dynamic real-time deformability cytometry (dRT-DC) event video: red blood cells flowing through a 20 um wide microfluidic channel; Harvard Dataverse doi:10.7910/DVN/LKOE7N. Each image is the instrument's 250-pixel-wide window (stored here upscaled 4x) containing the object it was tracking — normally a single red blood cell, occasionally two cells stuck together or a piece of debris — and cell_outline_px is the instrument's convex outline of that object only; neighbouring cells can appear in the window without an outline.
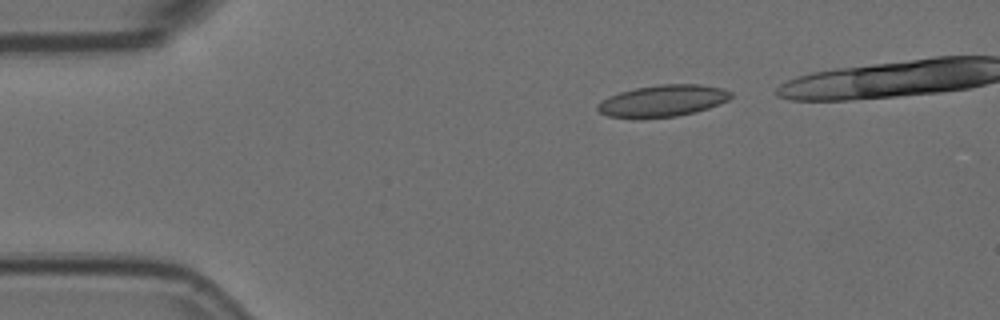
{"species": "Egyptian fruit bat (a non-hibernating species)", "species_latin": "Rousettus aegyptiacus", "temperature_condition": "room temperature", "stored_images_in_passage": 5, "segment_of_instrument_passage": [1, 2], "camera_frame_rate_fps": 3000, "um_per_image_px": 0.085, "animal": {"sex": "female"}, "frame": {"image": 1, "passage_image": 1, "time_ms": 0.0, "image_size_px": [1000, 320], "cell_outline_px": [[732, 96], [728, 100], [720, 104], [696, 112], [676, 116], [608, 116], [600, 112], [596, 108], [596, 104], [608, 96], [620, 92], [636, 88], [660, 84], [700, 84], [724, 88], [732, 92]], "centroid_in_image_um": [56.39, 8.53], "position_along_channel_um": 28.6, "area_um2": 24.16}}
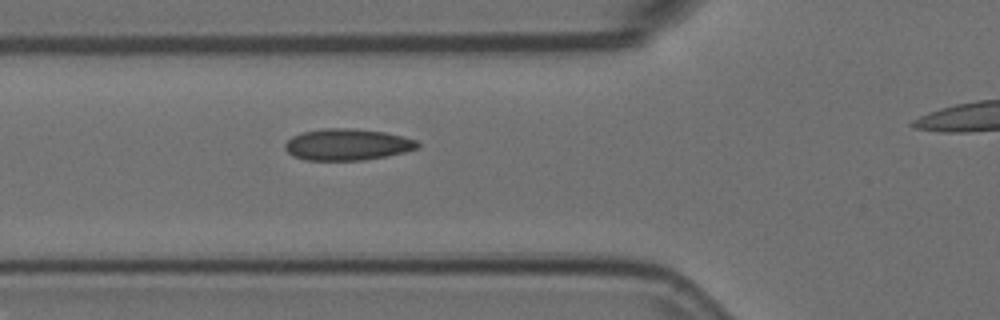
{"frame": {"image": 2, "passage_image": 4, "time_ms": 1.0, "image_size_px": [1000, 320], "cell_outline_px": [[420, 144], [416, 148], [404, 152], [364, 160], [304, 160], [292, 156], [284, 148], [284, 144], [292, 136], [300, 132], [324, 128], [352, 128], [384, 132], [404, 136], [416, 140]], "centroid_in_image_um": [29.48, 12.28], "position_along_channel_um": 96.3, "area_um2": 24.39}}